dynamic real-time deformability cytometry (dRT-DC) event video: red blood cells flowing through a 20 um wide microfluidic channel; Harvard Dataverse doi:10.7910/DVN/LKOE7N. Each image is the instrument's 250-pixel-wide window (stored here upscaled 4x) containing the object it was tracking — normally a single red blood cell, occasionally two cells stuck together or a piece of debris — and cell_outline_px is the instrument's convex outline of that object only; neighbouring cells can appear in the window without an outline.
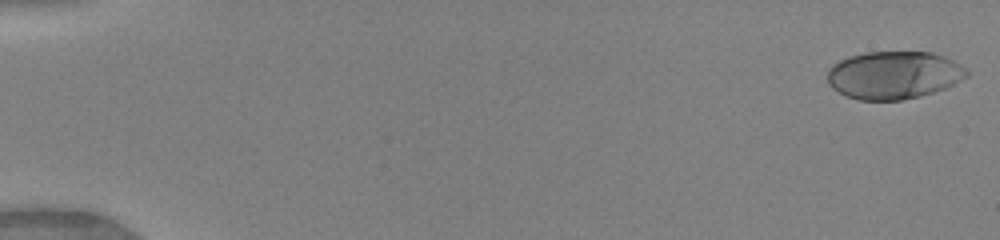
{"species": "human", "species_latin": "Homo sapiens", "temperature_condition": "warm", "stored_images_in_passage": 49, "camera_frame_rate_fps": 3000, "um_per_image_px": 0.085, "donor": {"sex": "female"}, "frame": {"image": 1, "passage_image": 1, "time_ms": 0.0, "image_size_px": [1000, 240], "cell_outline_px": [[968, 76], [944, 88], [920, 96], [900, 100], [860, 100], [848, 96], [832, 88], [828, 84], [828, 68], [832, 64], [848, 56], [868, 52], [932, 52], [944, 56], [960, 64], [968, 72]], "centroid_in_image_um": [75.95, 6.37], "position_along_channel_um": 9.1, "area_um2": 38.61}}
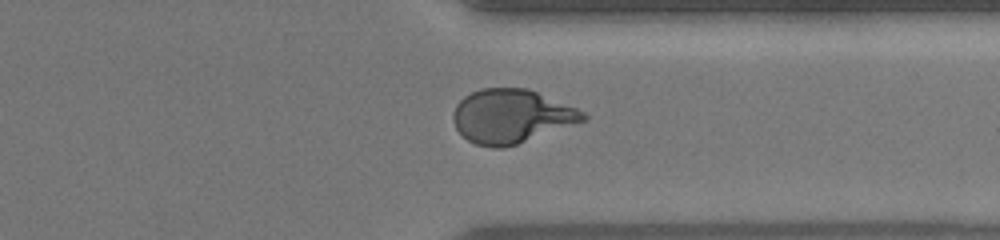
{"frame": {"image": 2, "passage_image": 39, "time_ms": 12.667, "image_size_px": [1000, 240], "cell_outline_px": [[588, 120], [516, 144], [500, 148], [492, 148], [476, 144], [468, 140], [456, 128], [452, 120], [452, 112], [456, 104], [464, 96], [472, 92], [484, 88], [528, 88], [576, 108], [584, 112], [588, 116]], "centroid_in_image_um": [43.46, 9.88], "position_along_channel_um": 367.9, "area_um2": 40.63}}
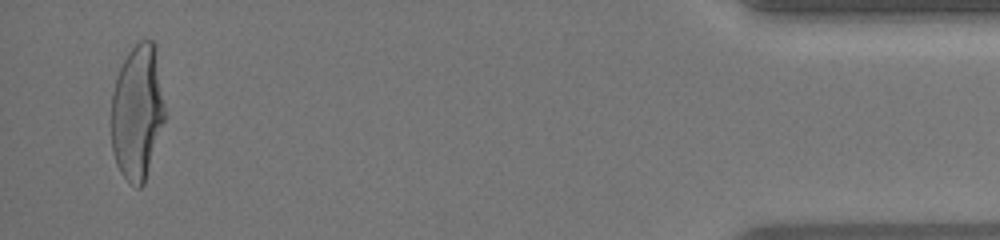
{"frame": {"image": 3, "passage_image": 48, "time_ms": 15.667, "image_size_px": [1000, 240], "cell_outline_px": [[168, 116], [144, 184], [140, 188], [136, 188], [120, 172], [116, 164], [112, 148], [112, 92], [120, 68], [128, 52], [140, 40], [152, 40], [156, 44]], "centroid_in_image_um": [11.74, 9.53], "position_along_channel_um": 423.5, "area_um2": 43.29}, "authors_computed_cell_mechanics": {"area_um2": 40.2866, "velocity_mm_per_s": 4.1446, "shape_relaxation_time_tau1_ms": 4.7374, "shape_relaxation_time_tau2_ms": null, "deformation_change_tau1": 0.2172, "deformation_change_tau2": null}}